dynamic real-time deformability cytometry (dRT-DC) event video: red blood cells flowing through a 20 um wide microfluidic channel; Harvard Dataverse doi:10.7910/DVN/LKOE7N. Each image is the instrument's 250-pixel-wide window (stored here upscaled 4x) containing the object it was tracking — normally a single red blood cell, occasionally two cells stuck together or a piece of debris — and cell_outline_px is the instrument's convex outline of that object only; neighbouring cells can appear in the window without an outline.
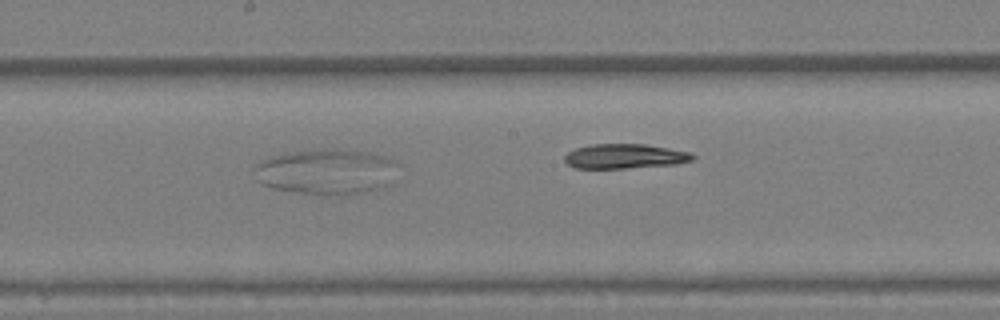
{"species": "Egyptian fruit bat (a non-hibernating species)", "species_latin": "Rousettus aegyptiacus", "temperature_condition": "warm", "stored_images_in_passage": 26, "segment_of_instrument_passage": [1, 2], "camera_frame_rate_fps": 3000, "um_per_image_px": 0.085, "animal": {"sex": "female"}, "frame": {"image": 1, "passage_image": 22, "time_ms": 7.0, "image_size_px": [1000, 320], "cell_outline_px": [[396, 164], [388, 184], [384, 188], [360, 192], [292, 192], [272, 188], [260, 184], [256, 180], [256, 164], [260, 160], [272, 156], [292, 152], [360, 152], [384, 156], [396, 160]], "centroid_in_image_um": [27.67, 14.61], "position_along_channel_um": 220.5, "area_um2": 35.84}}